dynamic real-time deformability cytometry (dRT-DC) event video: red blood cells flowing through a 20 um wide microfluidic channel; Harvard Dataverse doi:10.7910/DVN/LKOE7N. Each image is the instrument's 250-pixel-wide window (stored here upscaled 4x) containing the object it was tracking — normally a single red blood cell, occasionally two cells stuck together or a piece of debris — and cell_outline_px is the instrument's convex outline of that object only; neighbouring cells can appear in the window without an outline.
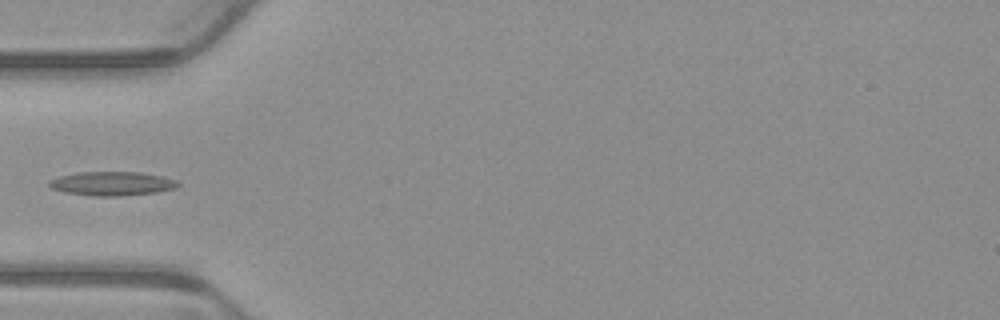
{"species": "common noctule bat (a hibernating species)", "species_latin": "Nyctalus noctula", "temperature_condition": "warm", "stored_images_in_passage": 5, "camera_frame_rate_fps": 3000, "um_per_image_px": 0.085, "animal": {"sex": "male", "body_mass_g": 23.1, "forearm_length_mm": 52.7}, "frame": {"image": 1, "passage_image": 5, "time_ms": 1.333, "image_size_px": [1000, 320], "cell_outline_px": [[180, 184], [176, 188], [156, 192], [120, 196], [92, 196], [64, 192], [52, 188], [48, 184], [48, 180], [60, 176], [80, 172], [140, 172], [160, 176], [176, 180]], "centroid_in_image_um": [9.51, 15.61], "position_along_channel_um": 75.5, "area_um2": 17.92}}